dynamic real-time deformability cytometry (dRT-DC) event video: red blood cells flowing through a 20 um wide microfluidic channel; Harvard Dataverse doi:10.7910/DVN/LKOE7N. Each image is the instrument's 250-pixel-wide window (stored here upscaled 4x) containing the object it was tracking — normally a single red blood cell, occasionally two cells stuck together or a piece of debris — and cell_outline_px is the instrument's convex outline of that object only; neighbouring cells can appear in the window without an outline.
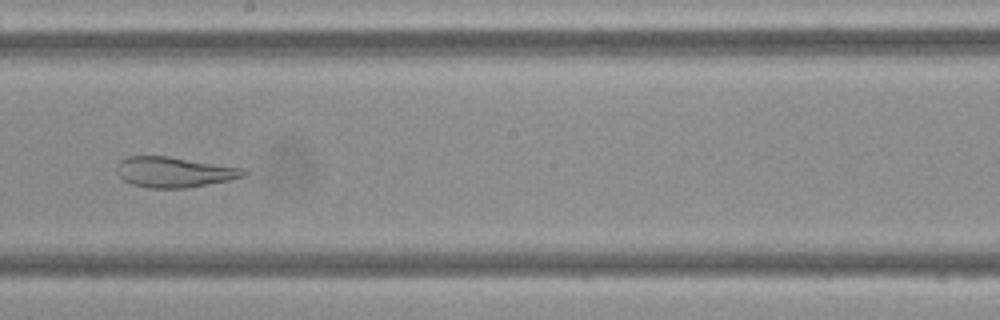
{"species": "Egyptian fruit bat (a non-hibernating species)", "species_latin": "Rousettus aegyptiacus", "temperature_condition": "cold", "stored_images_in_passage": 35, "camera_frame_rate_fps": 3000, "um_per_image_px": 0.085, "frame": {"image": 1, "passage_image": 14, "time_ms": 4.333, "image_size_px": [1000, 320], "cell_outline_px": [[248, 172], [244, 176], [228, 180], [184, 188], [148, 188], [132, 184], [124, 180], [116, 172], [116, 164], [120, 160], [128, 156], [168, 156], [244, 168]], "centroid_in_image_um": [14.77, 14.62], "position_along_channel_um": 233.4, "area_um2": 22.43}}
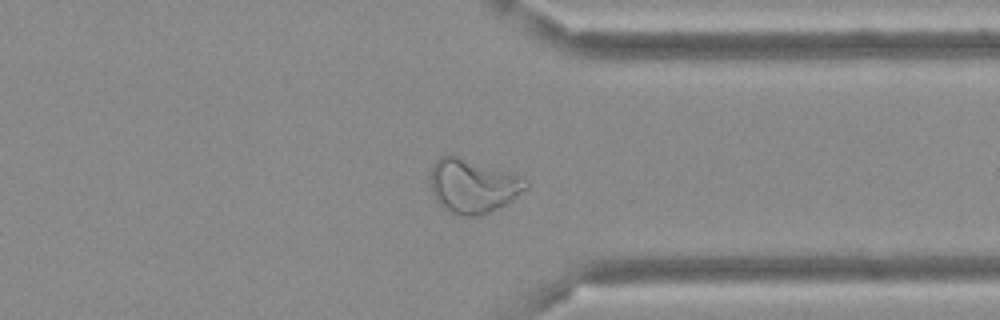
{"frame": {"image": 2, "passage_image": 24, "time_ms": 7.667, "image_size_px": [1000, 320], "cell_outline_px": [[528, 188], [508, 204], [480, 216], [460, 216], [444, 208], [436, 200], [432, 192], [428, 176], [432, 164], [440, 156], [460, 156], [524, 176], [528, 180]], "centroid_in_image_um": [40.22, 15.79], "position_along_channel_um": 371.2, "area_um2": 30.69}}
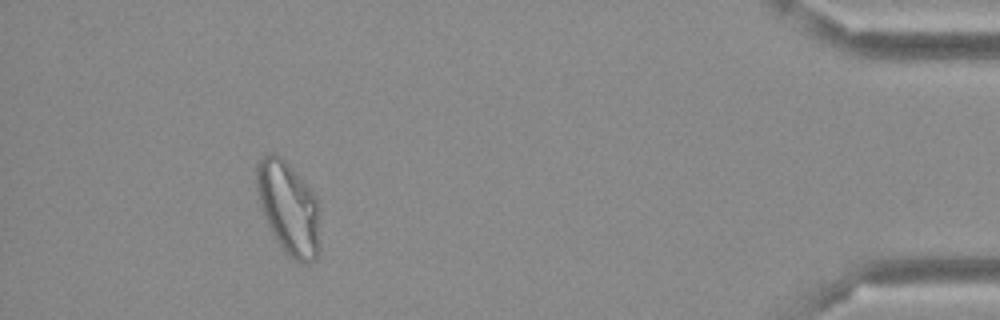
{"frame": {"image": 3, "passage_image": 31, "time_ms": 10.0, "image_size_px": [1000, 320], "cell_outline_px": [[320, 248], [316, 260], [308, 264], [300, 264], [292, 260], [284, 252], [276, 240], [264, 216], [260, 204], [256, 188], [256, 160], [260, 156], [268, 152], [276, 152], [292, 168], [320, 200]], "centroid_in_image_um": [24.56, 17.7], "position_along_channel_um": 410.6, "area_um2": 35.43}}